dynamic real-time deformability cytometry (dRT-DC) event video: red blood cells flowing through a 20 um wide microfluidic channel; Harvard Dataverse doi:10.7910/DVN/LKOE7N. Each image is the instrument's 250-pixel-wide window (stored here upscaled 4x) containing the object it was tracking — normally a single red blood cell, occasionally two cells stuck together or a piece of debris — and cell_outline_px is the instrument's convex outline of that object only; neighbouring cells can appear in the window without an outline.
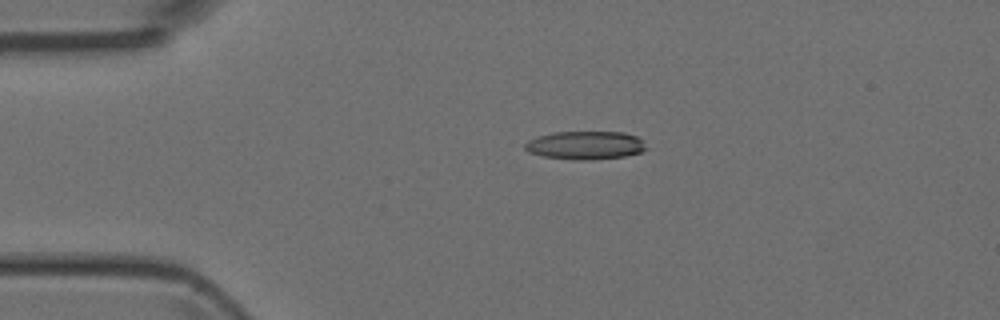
{"species": "Egyptian fruit bat (a non-hibernating species)", "species_latin": "Rousettus aegyptiacus", "temperature_condition": "room temperature", "stored_images_in_passage": 4, "camera_frame_rate_fps": 3000, "um_per_image_px": 0.085, "animal": {"sex": "female"}, "frame": {"image": 1, "passage_image": 3, "time_ms": 2.333, "image_size_px": [1000, 320], "cell_outline_px": [[648, 148], [640, 152], [624, 156], [588, 160], [580, 160], [544, 156], [528, 152], [524, 148], [524, 144], [528, 140], [536, 136], [552, 132], [624, 132], [636, 136], [644, 140]], "centroid_in_image_um": [49.76, 12.33], "position_along_channel_um": 35.2, "area_um2": 20.06}}